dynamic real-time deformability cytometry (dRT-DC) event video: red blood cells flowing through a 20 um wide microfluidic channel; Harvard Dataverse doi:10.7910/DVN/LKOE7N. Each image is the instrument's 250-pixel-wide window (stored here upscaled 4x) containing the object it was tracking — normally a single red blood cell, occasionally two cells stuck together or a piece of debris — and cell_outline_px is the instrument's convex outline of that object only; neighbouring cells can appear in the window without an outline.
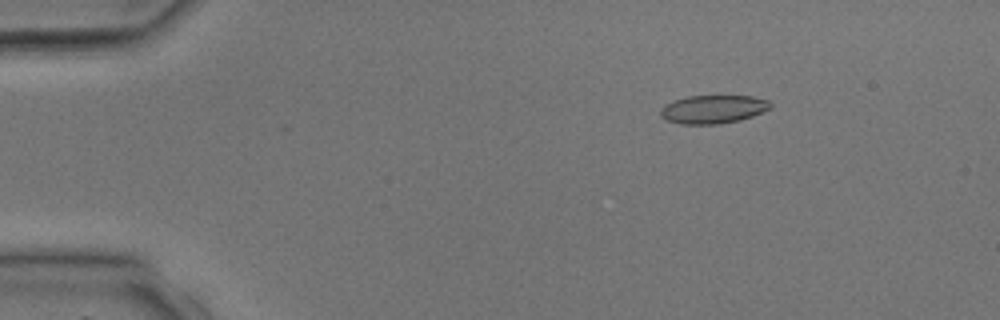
{"species": "common noctule bat (a hibernating species)", "species_latin": "Nyctalus noctula", "temperature_condition": "room temperature", "stored_images_in_passage": 3, "camera_frame_rate_fps": 3000, "um_per_image_px": 0.085, "animal": {"sex": "male", "body_mass_g": 17.9, "forearm_length_mm": 54.2}, "frame": {"image": 1, "passage_image": 2, "time_ms": 1.333, "image_size_px": [1000, 320], "cell_outline_px": [[772, 108], [752, 116], [740, 120], [720, 124], [680, 124], [668, 120], [660, 116], [660, 108], [672, 100], [688, 96], [752, 96], [768, 100], [772, 104]], "centroid_in_image_um": [60.61, 9.28], "position_along_channel_um": 24.4, "area_um2": 18.26}}